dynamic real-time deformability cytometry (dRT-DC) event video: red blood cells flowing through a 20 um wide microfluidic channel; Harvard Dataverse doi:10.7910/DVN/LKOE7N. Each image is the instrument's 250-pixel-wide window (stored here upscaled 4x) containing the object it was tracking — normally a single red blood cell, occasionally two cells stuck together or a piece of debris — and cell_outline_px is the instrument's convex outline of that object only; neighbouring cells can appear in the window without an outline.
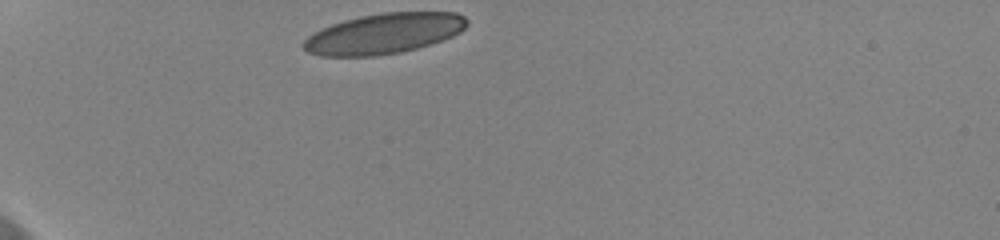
{"species": "human", "species_latin": "Homo sapiens", "temperature_condition": "cold", "stored_images_in_passage": 33, "camera_frame_rate_fps": 3000, "um_per_image_px": 0.085, "donor": {"sex": "female"}, "frame": {"image": 1, "passage_image": 1, "time_ms": 0.0, "image_size_px": [1000, 240], "cell_outline_px": [[468, 24], [460, 32], [452, 36], [416, 48], [400, 52], [376, 56], [320, 56], [308, 52], [304, 48], [304, 40], [308, 36], [320, 28], [344, 20], [360, 16], [384, 12], [456, 12], [464, 16], [468, 20]], "centroid_in_image_um": [32.63, 2.84], "position_along_channel_um": 52.4, "area_um2": 38.32}, "authors_computed_cell_mechanics": {"area_um2": 38.0902, "velocity_mm_per_s": 3.6148, "shape_relaxation_time_tau1_ms": 3.8487, "shape_relaxation_time_tau2_ms": 0.7095, "deformation_change_tau1": 0.1232, "deformation_change_tau2": 0.0477}}